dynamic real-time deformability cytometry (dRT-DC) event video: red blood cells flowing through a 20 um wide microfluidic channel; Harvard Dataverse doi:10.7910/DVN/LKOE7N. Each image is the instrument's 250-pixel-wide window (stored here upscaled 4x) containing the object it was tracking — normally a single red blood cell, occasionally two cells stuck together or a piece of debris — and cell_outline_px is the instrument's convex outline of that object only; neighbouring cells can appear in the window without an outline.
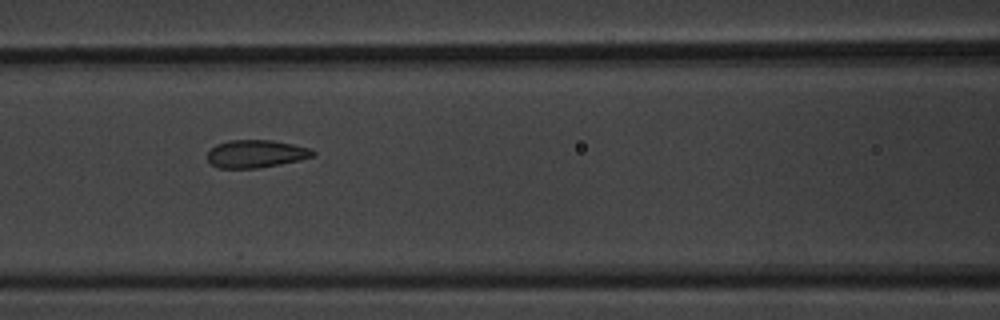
{"species": "common noctule bat (a hibernating species)", "species_latin": "Nyctalus noctula", "temperature_condition": "warm", "stored_images_in_passage": 4, "camera_frame_rate_fps": 3000, "um_per_image_px": 0.085, "animal": {"sex": "male", "body_mass_g": 20.1, "forearm_length_mm": 53.5}, "frame": {"image": 1, "passage_image": 4, "time_ms": 1.0, "image_size_px": [1000, 320], "cell_outline_px": [[744, 268], [736, 276], [616, 276], [608, 272], [616, 264], [740, 264]], "centroid_in_image_um": [57.49, 22.95], "position_along_channel_um": 109.1, "area_um2": 11.16}}